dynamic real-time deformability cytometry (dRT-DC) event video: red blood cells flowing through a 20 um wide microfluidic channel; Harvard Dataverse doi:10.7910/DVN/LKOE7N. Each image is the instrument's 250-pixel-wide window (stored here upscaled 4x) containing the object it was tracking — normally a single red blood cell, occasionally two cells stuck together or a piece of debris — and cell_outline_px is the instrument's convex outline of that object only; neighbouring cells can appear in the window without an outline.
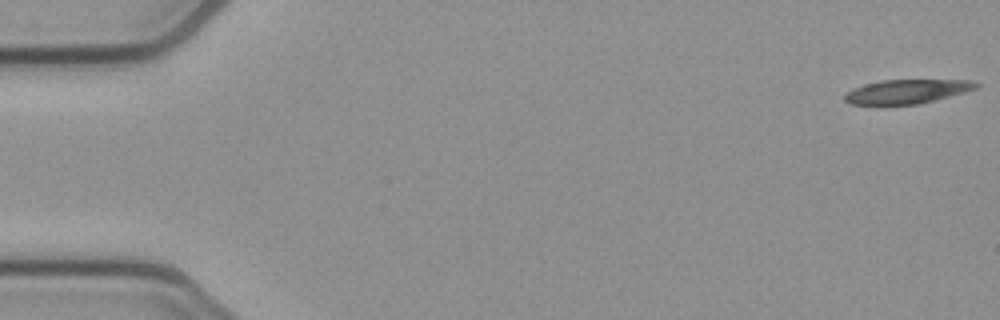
{"species": "common noctule bat (a hibernating species)", "species_latin": "Nyctalus noctula", "temperature_condition": "cold", "stored_images_in_passage": 37, "camera_frame_rate_fps": 3000, "um_per_image_px": 0.085, "animal": {"sex": "female", "body_mass_g": 21.9}, "frame": {"image": 1, "passage_image": 1, "time_ms": 0.0, "image_size_px": [1000, 320], "cell_outline_px": [[980, 84], [976, 88], [964, 92], [920, 104], [852, 104], [844, 100], [844, 96], [852, 88], [864, 84], [880, 80], [972, 80]], "centroid_in_image_um": [77.09, 7.77], "position_along_channel_um": 7.9, "area_um2": 18.26}}
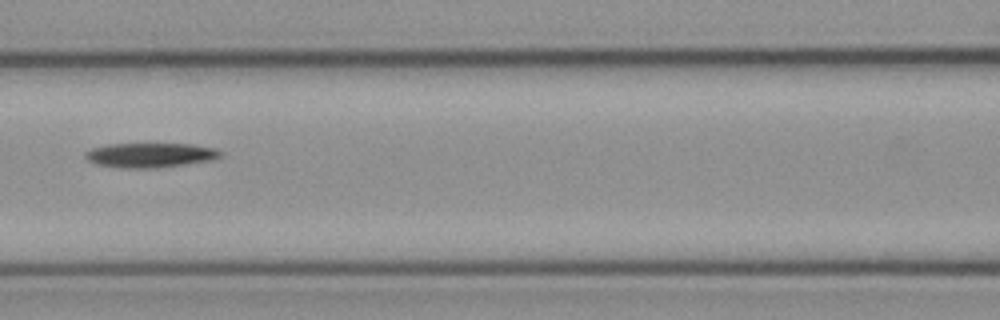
{"frame": {"image": 2, "passage_image": 23, "time_ms": 7.333, "image_size_px": [1000, 320], "cell_outline_px": [[224, 156], [212, 160], [156, 168], [120, 168], [96, 164], [88, 160], [84, 156], [84, 152], [92, 148], [108, 144], [192, 144], [216, 148], [224, 152]], "centroid_in_image_um": [12.8, 13.18], "position_along_channel_um": 153.8, "area_um2": 19.54}}
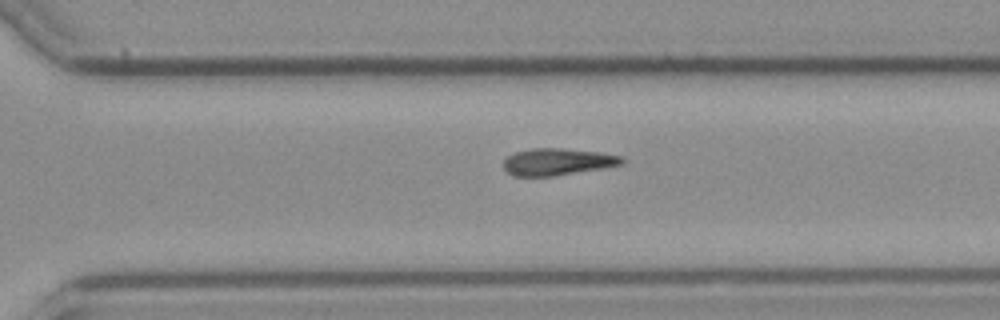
{"frame": {"image": 3, "passage_image": 36, "time_ms": 11.667, "image_size_px": [1000, 320], "cell_outline_px": [[624, 164], [604, 168], [556, 176], [512, 176], [504, 168], [504, 160], [512, 152], [532, 148], [564, 148], [600, 152], [620, 156], [624, 160]], "centroid_in_image_um": [47.38, 13.75], "position_along_channel_um": 323.2, "area_um2": 18.79}}